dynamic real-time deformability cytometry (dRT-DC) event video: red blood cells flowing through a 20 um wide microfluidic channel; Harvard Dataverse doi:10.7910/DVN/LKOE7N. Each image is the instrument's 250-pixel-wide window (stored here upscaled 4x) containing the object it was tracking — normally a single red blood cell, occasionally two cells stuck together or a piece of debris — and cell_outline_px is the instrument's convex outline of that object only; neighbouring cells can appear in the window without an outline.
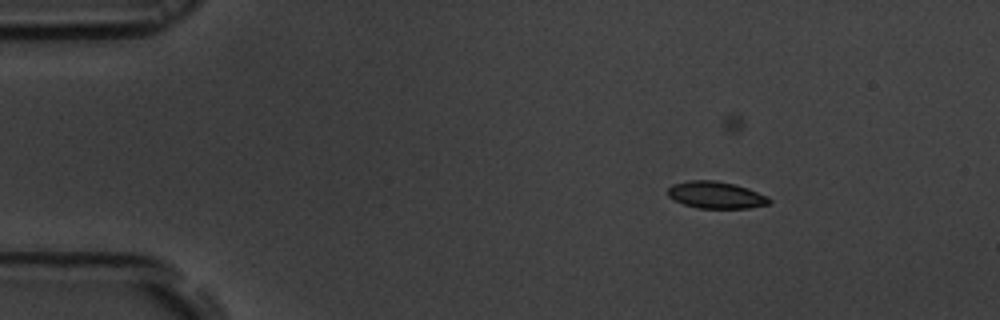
{"species": "common noctule bat (a hibernating species)", "species_latin": "Nyctalus noctula", "temperature_condition": "room temperature", "stored_images_in_passage": 46, "camera_frame_rate_fps": 3000, "um_per_image_px": 0.085, "animal": {"sex": "male", "body_mass_g": 19.5, "forearm_length_mm": 54.6}, "frame": {"image": 1, "passage_image": 1, "time_ms": 0.0, "image_size_px": [1000, 320], "cell_outline_px": [[772, 200], [768, 204], [748, 208], [696, 208], [684, 204], [668, 196], [668, 188], [672, 184], [688, 180], [712, 180], [732, 184], [748, 188], [768, 196]], "centroid_in_image_um": [60.85, 16.57], "position_along_channel_um": 24.1, "area_um2": 15.84}}
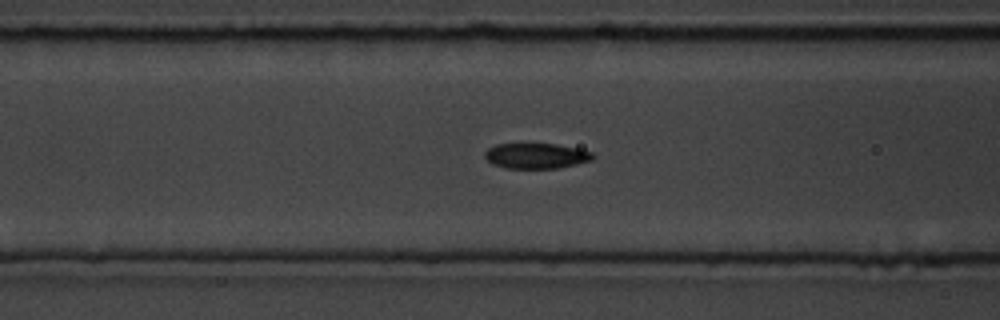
{"frame": {"image": 2, "passage_image": 15, "time_ms": 4.667, "image_size_px": [1000, 320], "cell_outline_px": [[596, 156], [592, 160], [576, 164], [556, 168], [504, 168], [492, 164], [484, 156], [484, 152], [488, 148], [496, 144], [556, 144], [576, 148], [592, 152]], "centroid_in_image_um": [45.56, 13.25], "position_along_channel_um": 121.0, "area_um2": 15.95}}
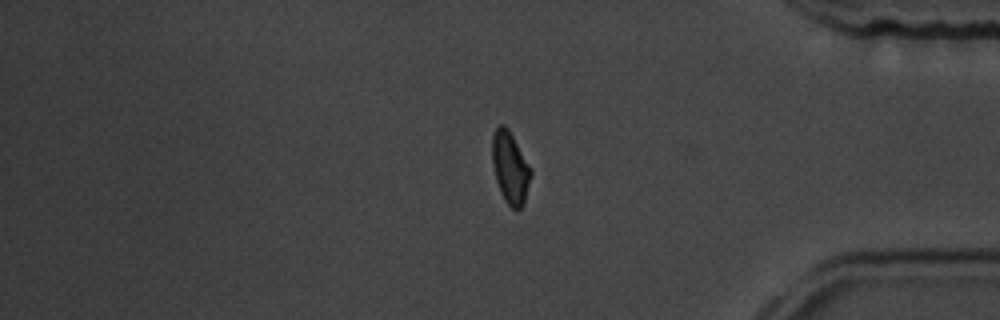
{"frame": {"image": 3, "passage_image": 39, "time_ms": 12.667, "image_size_px": [1000, 320], "cell_outline_px": [[532, 172], [524, 204], [520, 208], [512, 208], [504, 200], [500, 192], [496, 180], [492, 164], [492, 136], [496, 128], [500, 124], [504, 124], [508, 128], [532, 168]], "centroid_in_image_um": [43.37, 14.24], "position_along_channel_um": 391.8, "area_um2": 16.3}}